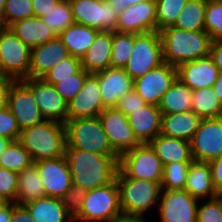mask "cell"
<instances>
[{
	"label": "cell",
	"instance_id": "cell-1",
	"mask_svg": "<svg viewBox=\"0 0 222 222\" xmlns=\"http://www.w3.org/2000/svg\"><path fill=\"white\" fill-rule=\"evenodd\" d=\"M63 157L69 166L73 185L88 191L116 180L119 156H104L66 145Z\"/></svg>",
	"mask_w": 222,
	"mask_h": 222
},
{
	"label": "cell",
	"instance_id": "cell-2",
	"mask_svg": "<svg viewBox=\"0 0 222 222\" xmlns=\"http://www.w3.org/2000/svg\"><path fill=\"white\" fill-rule=\"evenodd\" d=\"M162 41L163 61L178 65L209 55L211 38L203 31H190L166 27L159 31Z\"/></svg>",
	"mask_w": 222,
	"mask_h": 222
},
{
	"label": "cell",
	"instance_id": "cell-3",
	"mask_svg": "<svg viewBox=\"0 0 222 222\" xmlns=\"http://www.w3.org/2000/svg\"><path fill=\"white\" fill-rule=\"evenodd\" d=\"M18 141L33 162L62 157L67 145L65 126L58 121L44 120L21 130Z\"/></svg>",
	"mask_w": 222,
	"mask_h": 222
},
{
	"label": "cell",
	"instance_id": "cell-4",
	"mask_svg": "<svg viewBox=\"0 0 222 222\" xmlns=\"http://www.w3.org/2000/svg\"><path fill=\"white\" fill-rule=\"evenodd\" d=\"M119 202L123 215L144 217L152 206L159 205L161 184L127 178L120 171L116 176Z\"/></svg>",
	"mask_w": 222,
	"mask_h": 222
},
{
	"label": "cell",
	"instance_id": "cell-5",
	"mask_svg": "<svg viewBox=\"0 0 222 222\" xmlns=\"http://www.w3.org/2000/svg\"><path fill=\"white\" fill-rule=\"evenodd\" d=\"M64 126L70 147L104 156H118L110 146L98 117L68 119Z\"/></svg>",
	"mask_w": 222,
	"mask_h": 222
},
{
	"label": "cell",
	"instance_id": "cell-6",
	"mask_svg": "<svg viewBox=\"0 0 222 222\" xmlns=\"http://www.w3.org/2000/svg\"><path fill=\"white\" fill-rule=\"evenodd\" d=\"M122 215L116 183L88 190L74 222H113Z\"/></svg>",
	"mask_w": 222,
	"mask_h": 222
},
{
	"label": "cell",
	"instance_id": "cell-7",
	"mask_svg": "<svg viewBox=\"0 0 222 222\" xmlns=\"http://www.w3.org/2000/svg\"><path fill=\"white\" fill-rule=\"evenodd\" d=\"M162 41L158 31L134 34V46L124 70L136 79L163 63Z\"/></svg>",
	"mask_w": 222,
	"mask_h": 222
},
{
	"label": "cell",
	"instance_id": "cell-8",
	"mask_svg": "<svg viewBox=\"0 0 222 222\" xmlns=\"http://www.w3.org/2000/svg\"><path fill=\"white\" fill-rule=\"evenodd\" d=\"M30 52L9 27L0 26V74L16 81L29 77Z\"/></svg>",
	"mask_w": 222,
	"mask_h": 222
},
{
	"label": "cell",
	"instance_id": "cell-9",
	"mask_svg": "<svg viewBox=\"0 0 222 222\" xmlns=\"http://www.w3.org/2000/svg\"><path fill=\"white\" fill-rule=\"evenodd\" d=\"M119 171L127 178L161 184L163 165L149 143H143L119 157Z\"/></svg>",
	"mask_w": 222,
	"mask_h": 222
},
{
	"label": "cell",
	"instance_id": "cell-10",
	"mask_svg": "<svg viewBox=\"0 0 222 222\" xmlns=\"http://www.w3.org/2000/svg\"><path fill=\"white\" fill-rule=\"evenodd\" d=\"M75 23L99 31H116L118 14L106 0H70Z\"/></svg>",
	"mask_w": 222,
	"mask_h": 222
},
{
	"label": "cell",
	"instance_id": "cell-11",
	"mask_svg": "<svg viewBox=\"0 0 222 222\" xmlns=\"http://www.w3.org/2000/svg\"><path fill=\"white\" fill-rule=\"evenodd\" d=\"M191 155L195 161L211 162L222 155V116L201 119L190 140Z\"/></svg>",
	"mask_w": 222,
	"mask_h": 222
},
{
	"label": "cell",
	"instance_id": "cell-12",
	"mask_svg": "<svg viewBox=\"0 0 222 222\" xmlns=\"http://www.w3.org/2000/svg\"><path fill=\"white\" fill-rule=\"evenodd\" d=\"M31 92L42 117L65 123L68 120L67 102L57 92L54 85L45 82L42 78L20 80Z\"/></svg>",
	"mask_w": 222,
	"mask_h": 222
},
{
	"label": "cell",
	"instance_id": "cell-13",
	"mask_svg": "<svg viewBox=\"0 0 222 222\" xmlns=\"http://www.w3.org/2000/svg\"><path fill=\"white\" fill-rule=\"evenodd\" d=\"M98 118L110 146L119 157L141 144L135 137L127 116L116 107L104 108Z\"/></svg>",
	"mask_w": 222,
	"mask_h": 222
},
{
	"label": "cell",
	"instance_id": "cell-14",
	"mask_svg": "<svg viewBox=\"0 0 222 222\" xmlns=\"http://www.w3.org/2000/svg\"><path fill=\"white\" fill-rule=\"evenodd\" d=\"M199 200L184 189H161L159 200L160 222H197Z\"/></svg>",
	"mask_w": 222,
	"mask_h": 222
},
{
	"label": "cell",
	"instance_id": "cell-15",
	"mask_svg": "<svg viewBox=\"0 0 222 222\" xmlns=\"http://www.w3.org/2000/svg\"><path fill=\"white\" fill-rule=\"evenodd\" d=\"M176 79V67L163 62L145 75L134 79V90L146 104L158 106L163 95Z\"/></svg>",
	"mask_w": 222,
	"mask_h": 222
},
{
	"label": "cell",
	"instance_id": "cell-16",
	"mask_svg": "<svg viewBox=\"0 0 222 222\" xmlns=\"http://www.w3.org/2000/svg\"><path fill=\"white\" fill-rule=\"evenodd\" d=\"M33 163L37 166L46 197L61 199L73 186L70 169L63 156Z\"/></svg>",
	"mask_w": 222,
	"mask_h": 222
},
{
	"label": "cell",
	"instance_id": "cell-17",
	"mask_svg": "<svg viewBox=\"0 0 222 222\" xmlns=\"http://www.w3.org/2000/svg\"><path fill=\"white\" fill-rule=\"evenodd\" d=\"M8 108L21 130L45 120L33 99L32 92L20 80L15 81L10 89Z\"/></svg>",
	"mask_w": 222,
	"mask_h": 222
},
{
	"label": "cell",
	"instance_id": "cell-18",
	"mask_svg": "<svg viewBox=\"0 0 222 222\" xmlns=\"http://www.w3.org/2000/svg\"><path fill=\"white\" fill-rule=\"evenodd\" d=\"M116 31L134 34L157 31L156 2H140L125 8L118 15Z\"/></svg>",
	"mask_w": 222,
	"mask_h": 222
},
{
	"label": "cell",
	"instance_id": "cell-19",
	"mask_svg": "<svg viewBox=\"0 0 222 222\" xmlns=\"http://www.w3.org/2000/svg\"><path fill=\"white\" fill-rule=\"evenodd\" d=\"M104 108L98 78L90 74L79 93L67 102L68 119L98 117Z\"/></svg>",
	"mask_w": 222,
	"mask_h": 222
},
{
	"label": "cell",
	"instance_id": "cell-20",
	"mask_svg": "<svg viewBox=\"0 0 222 222\" xmlns=\"http://www.w3.org/2000/svg\"><path fill=\"white\" fill-rule=\"evenodd\" d=\"M176 69L177 78L191 90L211 88L220 73L210 55L184 62Z\"/></svg>",
	"mask_w": 222,
	"mask_h": 222
},
{
	"label": "cell",
	"instance_id": "cell-21",
	"mask_svg": "<svg viewBox=\"0 0 222 222\" xmlns=\"http://www.w3.org/2000/svg\"><path fill=\"white\" fill-rule=\"evenodd\" d=\"M94 75L98 78L100 95L105 108L116 107L119 99L134 89V79L125 72L124 68L109 67Z\"/></svg>",
	"mask_w": 222,
	"mask_h": 222
},
{
	"label": "cell",
	"instance_id": "cell-22",
	"mask_svg": "<svg viewBox=\"0 0 222 222\" xmlns=\"http://www.w3.org/2000/svg\"><path fill=\"white\" fill-rule=\"evenodd\" d=\"M68 56H70L68 49L58 36L31 48L29 77L41 78L47 71Z\"/></svg>",
	"mask_w": 222,
	"mask_h": 222
},
{
	"label": "cell",
	"instance_id": "cell-23",
	"mask_svg": "<svg viewBox=\"0 0 222 222\" xmlns=\"http://www.w3.org/2000/svg\"><path fill=\"white\" fill-rule=\"evenodd\" d=\"M162 113L159 106L146 104L131 115L127 116L128 123L137 140L150 143L161 131Z\"/></svg>",
	"mask_w": 222,
	"mask_h": 222
},
{
	"label": "cell",
	"instance_id": "cell-24",
	"mask_svg": "<svg viewBox=\"0 0 222 222\" xmlns=\"http://www.w3.org/2000/svg\"><path fill=\"white\" fill-rule=\"evenodd\" d=\"M112 32L99 31L94 42L80 58L81 67L89 74L111 67Z\"/></svg>",
	"mask_w": 222,
	"mask_h": 222
},
{
	"label": "cell",
	"instance_id": "cell-25",
	"mask_svg": "<svg viewBox=\"0 0 222 222\" xmlns=\"http://www.w3.org/2000/svg\"><path fill=\"white\" fill-rule=\"evenodd\" d=\"M184 190L198 200L219 195L213 186L209 162L193 160L190 163Z\"/></svg>",
	"mask_w": 222,
	"mask_h": 222
},
{
	"label": "cell",
	"instance_id": "cell-26",
	"mask_svg": "<svg viewBox=\"0 0 222 222\" xmlns=\"http://www.w3.org/2000/svg\"><path fill=\"white\" fill-rule=\"evenodd\" d=\"M201 119L193 110L162 114L160 134L190 141Z\"/></svg>",
	"mask_w": 222,
	"mask_h": 222
},
{
	"label": "cell",
	"instance_id": "cell-27",
	"mask_svg": "<svg viewBox=\"0 0 222 222\" xmlns=\"http://www.w3.org/2000/svg\"><path fill=\"white\" fill-rule=\"evenodd\" d=\"M149 144L163 166L174 162L193 161L190 141L159 134Z\"/></svg>",
	"mask_w": 222,
	"mask_h": 222
},
{
	"label": "cell",
	"instance_id": "cell-28",
	"mask_svg": "<svg viewBox=\"0 0 222 222\" xmlns=\"http://www.w3.org/2000/svg\"><path fill=\"white\" fill-rule=\"evenodd\" d=\"M9 28L29 48L44 44L56 37L43 19L36 16L16 21Z\"/></svg>",
	"mask_w": 222,
	"mask_h": 222
},
{
	"label": "cell",
	"instance_id": "cell-29",
	"mask_svg": "<svg viewBox=\"0 0 222 222\" xmlns=\"http://www.w3.org/2000/svg\"><path fill=\"white\" fill-rule=\"evenodd\" d=\"M24 206L35 222H74L60 198L44 197Z\"/></svg>",
	"mask_w": 222,
	"mask_h": 222
},
{
	"label": "cell",
	"instance_id": "cell-30",
	"mask_svg": "<svg viewBox=\"0 0 222 222\" xmlns=\"http://www.w3.org/2000/svg\"><path fill=\"white\" fill-rule=\"evenodd\" d=\"M99 30L73 23L63 30L58 37L68 49L70 55L81 58L94 42Z\"/></svg>",
	"mask_w": 222,
	"mask_h": 222
},
{
	"label": "cell",
	"instance_id": "cell-31",
	"mask_svg": "<svg viewBox=\"0 0 222 222\" xmlns=\"http://www.w3.org/2000/svg\"><path fill=\"white\" fill-rule=\"evenodd\" d=\"M46 197L37 166L32 163L18 173L16 204L24 205Z\"/></svg>",
	"mask_w": 222,
	"mask_h": 222
},
{
	"label": "cell",
	"instance_id": "cell-32",
	"mask_svg": "<svg viewBox=\"0 0 222 222\" xmlns=\"http://www.w3.org/2000/svg\"><path fill=\"white\" fill-rule=\"evenodd\" d=\"M162 114L192 110V90L178 78L163 95L158 105Z\"/></svg>",
	"mask_w": 222,
	"mask_h": 222
},
{
	"label": "cell",
	"instance_id": "cell-33",
	"mask_svg": "<svg viewBox=\"0 0 222 222\" xmlns=\"http://www.w3.org/2000/svg\"><path fill=\"white\" fill-rule=\"evenodd\" d=\"M206 4L207 0H188L173 26L190 31L205 30Z\"/></svg>",
	"mask_w": 222,
	"mask_h": 222
},
{
	"label": "cell",
	"instance_id": "cell-34",
	"mask_svg": "<svg viewBox=\"0 0 222 222\" xmlns=\"http://www.w3.org/2000/svg\"><path fill=\"white\" fill-rule=\"evenodd\" d=\"M192 110L202 119L222 116V104L212 87L192 90Z\"/></svg>",
	"mask_w": 222,
	"mask_h": 222
},
{
	"label": "cell",
	"instance_id": "cell-35",
	"mask_svg": "<svg viewBox=\"0 0 222 222\" xmlns=\"http://www.w3.org/2000/svg\"><path fill=\"white\" fill-rule=\"evenodd\" d=\"M33 163L29 152L16 141H11L0 155V167L19 173Z\"/></svg>",
	"mask_w": 222,
	"mask_h": 222
},
{
	"label": "cell",
	"instance_id": "cell-36",
	"mask_svg": "<svg viewBox=\"0 0 222 222\" xmlns=\"http://www.w3.org/2000/svg\"><path fill=\"white\" fill-rule=\"evenodd\" d=\"M42 19L46 26L58 36L63 30L75 23L70 0H59Z\"/></svg>",
	"mask_w": 222,
	"mask_h": 222
},
{
	"label": "cell",
	"instance_id": "cell-37",
	"mask_svg": "<svg viewBox=\"0 0 222 222\" xmlns=\"http://www.w3.org/2000/svg\"><path fill=\"white\" fill-rule=\"evenodd\" d=\"M134 46V33L112 32L111 67L124 68Z\"/></svg>",
	"mask_w": 222,
	"mask_h": 222
},
{
	"label": "cell",
	"instance_id": "cell-38",
	"mask_svg": "<svg viewBox=\"0 0 222 222\" xmlns=\"http://www.w3.org/2000/svg\"><path fill=\"white\" fill-rule=\"evenodd\" d=\"M191 162H174L163 166L161 189H184Z\"/></svg>",
	"mask_w": 222,
	"mask_h": 222
},
{
	"label": "cell",
	"instance_id": "cell-39",
	"mask_svg": "<svg viewBox=\"0 0 222 222\" xmlns=\"http://www.w3.org/2000/svg\"><path fill=\"white\" fill-rule=\"evenodd\" d=\"M90 74L81 68L72 78L66 79H43L45 82L55 86L57 92L63 97L66 102L73 99L82 89L86 78Z\"/></svg>",
	"mask_w": 222,
	"mask_h": 222
},
{
	"label": "cell",
	"instance_id": "cell-40",
	"mask_svg": "<svg viewBox=\"0 0 222 222\" xmlns=\"http://www.w3.org/2000/svg\"><path fill=\"white\" fill-rule=\"evenodd\" d=\"M188 0H156L157 31L173 26Z\"/></svg>",
	"mask_w": 222,
	"mask_h": 222
},
{
	"label": "cell",
	"instance_id": "cell-41",
	"mask_svg": "<svg viewBox=\"0 0 222 222\" xmlns=\"http://www.w3.org/2000/svg\"><path fill=\"white\" fill-rule=\"evenodd\" d=\"M205 31L209 34L211 41L222 39V0H207Z\"/></svg>",
	"mask_w": 222,
	"mask_h": 222
},
{
	"label": "cell",
	"instance_id": "cell-42",
	"mask_svg": "<svg viewBox=\"0 0 222 222\" xmlns=\"http://www.w3.org/2000/svg\"><path fill=\"white\" fill-rule=\"evenodd\" d=\"M34 16L32 0H7L2 18V27H9L16 21Z\"/></svg>",
	"mask_w": 222,
	"mask_h": 222
},
{
	"label": "cell",
	"instance_id": "cell-43",
	"mask_svg": "<svg viewBox=\"0 0 222 222\" xmlns=\"http://www.w3.org/2000/svg\"><path fill=\"white\" fill-rule=\"evenodd\" d=\"M202 201L197 207V222H222V195Z\"/></svg>",
	"mask_w": 222,
	"mask_h": 222
},
{
	"label": "cell",
	"instance_id": "cell-44",
	"mask_svg": "<svg viewBox=\"0 0 222 222\" xmlns=\"http://www.w3.org/2000/svg\"><path fill=\"white\" fill-rule=\"evenodd\" d=\"M81 61L79 57L68 56L61 60L53 68L47 71L41 78L42 79H66L72 78L81 69Z\"/></svg>",
	"mask_w": 222,
	"mask_h": 222
},
{
	"label": "cell",
	"instance_id": "cell-45",
	"mask_svg": "<svg viewBox=\"0 0 222 222\" xmlns=\"http://www.w3.org/2000/svg\"><path fill=\"white\" fill-rule=\"evenodd\" d=\"M18 173L0 167V195L7 202H15L17 194Z\"/></svg>",
	"mask_w": 222,
	"mask_h": 222
},
{
	"label": "cell",
	"instance_id": "cell-46",
	"mask_svg": "<svg viewBox=\"0 0 222 222\" xmlns=\"http://www.w3.org/2000/svg\"><path fill=\"white\" fill-rule=\"evenodd\" d=\"M87 190L80 186L73 185L61 198L66 211L74 218L82 207V202Z\"/></svg>",
	"mask_w": 222,
	"mask_h": 222
},
{
	"label": "cell",
	"instance_id": "cell-47",
	"mask_svg": "<svg viewBox=\"0 0 222 222\" xmlns=\"http://www.w3.org/2000/svg\"><path fill=\"white\" fill-rule=\"evenodd\" d=\"M21 129L16 118L6 107L0 110V136L5 137L11 141L19 139Z\"/></svg>",
	"mask_w": 222,
	"mask_h": 222
},
{
	"label": "cell",
	"instance_id": "cell-48",
	"mask_svg": "<svg viewBox=\"0 0 222 222\" xmlns=\"http://www.w3.org/2000/svg\"><path fill=\"white\" fill-rule=\"evenodd\" d=\"M145 105L143 98L133 89L119 99L116 108L129 116Z\"/></svg>",
	"mask_w": 222,
	"mask_h": 222
},
{
	"label": "cell",
	"instance_id": "cell-49",
	"mask_svg": "<svg viewBox=\"0 0 222 222\" xmlns=\"http://www.w3.org/2000/svg\"><path fill=\"white\" fill-rule=\"evenodd\" d=\"M213 186L219 195H222V155L209 162Z\"/></svg>",
	"mask_w": 222,
	"mask_h": 222
},
{
	"label": "cell",
	"instance_id": "cell-50",
	"mask_svg": "<svg viewBox=\"0 0 222 222\" xmlns=\"http://www.w3.org/2000/svg\"><path fill=\"white\" fill-rule=\"evenodd\" d=\"M16 80L0 74V110L8 107V96Z\"/></svg>",
	"mask_w": 222,
	"mask_h": 222
},
{
	"label": "cell",
	"instance_id": "cell-51",
	"mask_svg": "<svg viewBox=\"0 0 222 222\" xmlns=\"http://www.w3.org/2000/svg\"><path fill=\"white\" fill-rule=\"evenodd\" d=\"M9 222H35L24 205L13 202V211Z\"/></svg>",
	"mask_w": 222,
	"mask_h": 222
},
{
	"label": "cell",
	"instance_id": "cell-52",
	"mask_svg": "<svg viewBox=\"0 0 222 222\" xmlns=\"http://www.w3.org/2000/svg\"><path fill=\"white\" fill-rule=\"evenodd\" d=\"M59 0H32L34 16L42 18L48 13Z\"/></svg>",
	"mask_w": 222,
	"mask_h": 222
},
{
	"label": "cell",
	"instance_id": "cell-53",
	"mask_svg": "<svg viewBox=\"0 0 222 222\" xmlns=\"http://www.w3.org/2000/svg\"><path fill=\"white\" fill-rule=\"evenodd\" d=\"M209 55L219 71L222 72V39L211 42Z\"/></svg>",
	"mask_w": 222,
	"mask_h": 222
},
{
	"label": "cell",
	"instance_id": "cell-54",
	"mask_svg": "<svg viewBox=\"0 0 222 222\" xmlns=\"http://www.w3.org/2000/svg\"><path fill=\"white\" fill-rule=\"evenodd\" d=\"M110 5L115 7L117 14L119 15L128 6H133L140 2H156V0H106Z\"/></svg>",
	"mask_w": 222,
	"mask_h": 222
},
{
	"label": "cell",
	"instance_id": "cell-55",
	"mask_svg": "<svg viewBox=\"0 0 222 222\" xmlns=\"http://www.w3.org/2000/svg\"><path fill=\"white\" fill-rule=\"evenodd\" d=\"M13 211V202H6L0 207V222H9Z\"/></svg>",
	"mask_w": 222,
	"mask_h": 222
},
{
	"label": "cell",
	"instance_id": "cell-56",
	"mask_svg": "<svg viewBox=\"0 0 222 222\" xmlns=\"http://www.w3.org/2000/svg\"><path fill=\"white\" fill-rule=\"evenodd\" d=\"M113 222H150L146 221L145 216L140 217V216H128V215H120L117 217Z\"/></svg>",
	"mask_w": 222,
	"mask_h": 222
},
{
	"label": "cell",
	"instance_id": "cell-57",
	"mask_svg": "<svg viewBox=\"0 0 222 222\" xmlns=\"http://www.w3.org/2000/svg\"><path fill=\"white\" fill-rule=\"evenodd\" d=\"M213 91L219 98V102L222 104V72L219 73L218 78L212 86Z\"/></svg>",
	"mask_w": 222,
	"mask_h": 222
},
{
	"label": "cell",
	"instance_id": "cell-58",
	"mask_svg": "<svg viewBox=\"0 0 222 222\" xmlns=\"http://www.w3.org/2000/svg\"><path fill=\"white\" fill-rule=\"evenodd\" d=\"M11 140L0 136V155L4 152L5 148L9 145Z\"/></svg>",
	"mask_w": 222,
	"mask_h": 222
},
{
	"label": "cell",
	"instance_id": "cell-59",
	"mask_svg": "<svg viewBox=\"0 0 222 222\" xmlns=\"http://www.w3.org/2000/svg\"><path fill=\"white\" fill-rule=\"evenodd\" d=\"M7 0H0V26H2V18L4 13V7Z\"/></svg>",
	"mask_w": 222,
	"mask_h": 222
},
{
	"label": "cell",
	"instance_id": "cell-60",
	"mask_svg": "<svg viewBox=\"0 0 222 222\" xmlns=\"http://www.w3.org/2000/svg\"><path fill=\"white\" fill-rule=\"evenodd\" d=\"M7 201L0 195V207L4 205Z\"/></svg>",
	"mask_w": 222,
	"mask_h": 222
}]
</instances>
